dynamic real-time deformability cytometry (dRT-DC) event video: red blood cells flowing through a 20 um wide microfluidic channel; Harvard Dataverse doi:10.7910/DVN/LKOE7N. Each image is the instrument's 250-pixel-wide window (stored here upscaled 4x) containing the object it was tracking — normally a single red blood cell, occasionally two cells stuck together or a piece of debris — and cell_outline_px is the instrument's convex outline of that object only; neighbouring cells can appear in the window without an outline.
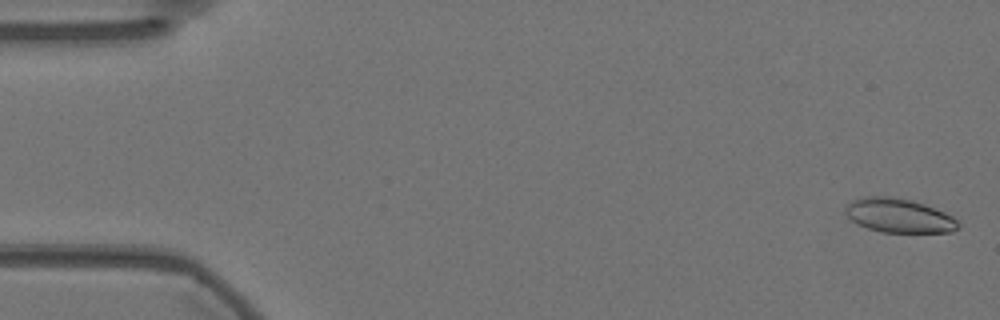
{"species": "Egyptian fruit bat (a non-hibernating species)", "species_latin": "Rousettus aegyptiacus", "temperature_condition": "warm", "stored_images_in_passage": 18, "camera_frame_rate_fps": 3000, "um_per_image_px": 0.085, "animal": {"sex": "female"}, "frame": {"image": 1, "passage_image": 2, "time_ms": 0.333, "image_size_px": [1000, 320], "cell_outline_px": [[960, 224], [952, 232], [880, 232], [868, 228], [852, 220], [844, 212], [848, 204], [852, 200], [860, 196], [892, 196], [912, 200], [924, 204], [944, 212], [952, 216]], "centroid_in_image_um": [76.39, 18.31], "position_along_channel_um": 8.6, "area_um2": 22.31}}
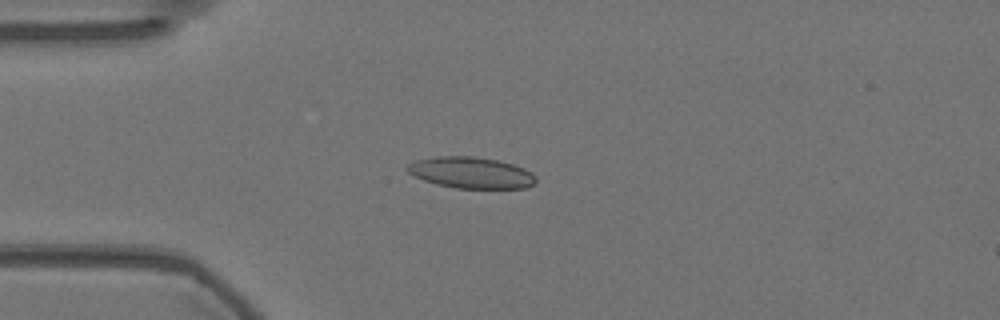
{"frame": {"image": 2, "passage_image": 15, "time_ms": 4.667, "image_size_px": [1000, 320], "cell_outline_px": [[536, 184], [524, 188], [456, 188], [436, 184], [424, 180], [408, 172], [404, 168], [408, 164], [416, 160], [436, 156], [472, 156], [496, 160], [512, 164], [524, 168], [532, 172], [536, 176]], "centroid_in_image_um": [40.05, 14.68], "position_along_channel_um": 45.0, "area_um2": 23.47}}